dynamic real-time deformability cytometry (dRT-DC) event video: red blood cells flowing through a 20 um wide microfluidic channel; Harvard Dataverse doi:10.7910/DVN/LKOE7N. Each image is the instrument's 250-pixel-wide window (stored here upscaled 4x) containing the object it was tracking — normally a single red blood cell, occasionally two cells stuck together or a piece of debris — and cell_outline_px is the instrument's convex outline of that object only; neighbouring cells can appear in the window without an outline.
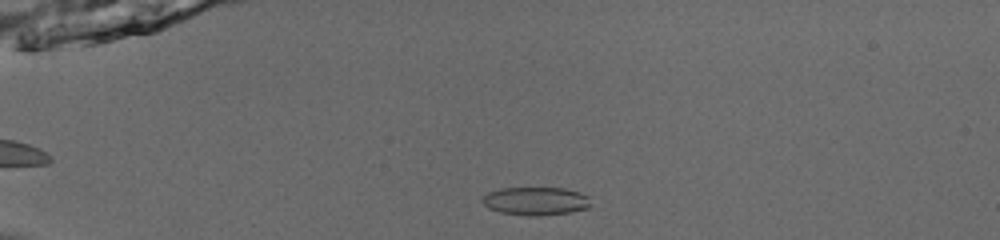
{"species": "common noctule bat (a hibernating species)", "species_latin": "Nyctalus noctula", "temperature_condition": "room temperature", "stored_images_in_passage": 39, "camera_frame_rate_fps": 3000, "um_per_image_px": 0.085, "animal": {"sex": "male", "body_mass_g": 13.0, "forearm_length_mm": 53.1}, "frame": {"image": 1, "passage_image": 6, "time_ms": 1.667, "image_size_px": [1000, 240], "cell_outline_px": [[588, 208], [568, 212], [540, 216], [528, 216], [500, 212], [488, 208], [480, 200], [488, 192], [500, 188], [564, 188], [580, 192], [588, 196]], "centroid_in_image_um": [45.49, 17.09], "position_along_channel_um": 39.5, "area_um2": 17.74}}
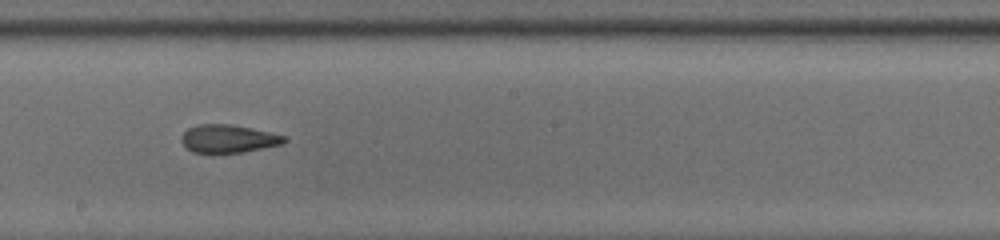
{"frame": {"image": 2, "passage_image": 24, "time_ms": 7.667, "image_size_px": [1000, 240], "cell_outline_px": [[288, 140], [284, 144], [244, 152], [192, 152], [180, 140], [180, 136], [188, 128], [196, 124], [228, 124], [252, 128], [288, 136]], "centroid_in_image_um": [19.45, 11.78], "position_along_channel_um": 228.8, "area_um2": 16.88}}
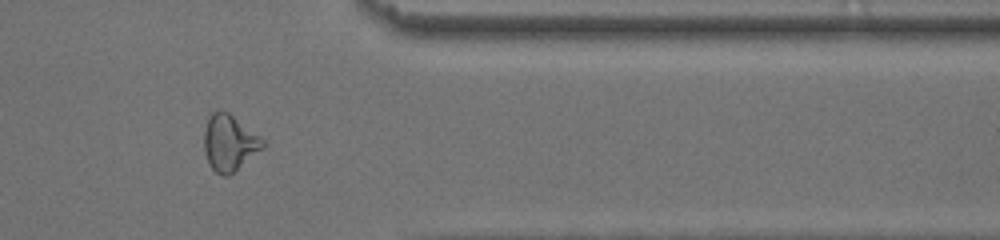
{"frame": {"image": 3, "passage_image": 37, "time_ms": 12.0, "image_size_px": [1000, 240], "cell_outline_px": [[264, 148], [228, 176], [220, 176], [208, 164], [204, 148], [204, 128], [208, 116], [212, 112], [228, 112], [260, 136], [264, 140]], "centroid_in_image_um": [19.48, 12.15], "position_along_channel_um": 391.9, "area_um2": 19.13}, "authors_computed_cell_mechanics": {"area_um2": 17.8024, "velocity_mm_per_s": 3.9231, "shape_relaxation_time_tau1_ms": null, "shape_relaxation_time_tau2_ms": 2.0673, "deformation_change_tau1": null, "deformation_change_tau2": 0.1045}}